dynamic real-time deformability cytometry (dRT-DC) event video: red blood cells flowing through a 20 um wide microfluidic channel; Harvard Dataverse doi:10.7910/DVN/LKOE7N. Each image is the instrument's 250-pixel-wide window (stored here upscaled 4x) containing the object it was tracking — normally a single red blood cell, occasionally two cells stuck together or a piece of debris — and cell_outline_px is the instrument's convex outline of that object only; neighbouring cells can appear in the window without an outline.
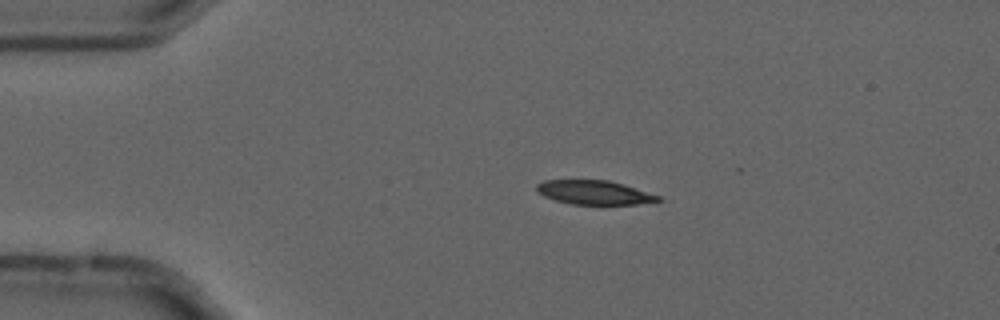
{"species": "common noctule bat (a hibernating species)", "species_latin": "Nyctalus noctula", "temperature_condition": "cold", "stored_images_in_passage": 5, "camera_frame_rate_fps": 3000, "um_per_image_px": 0.085, "animal": {"sex": "male", "forearm_length_mm": 52.5}, "frame": {"image": 1, "passage_image": 3, "time_ms": 0.667, "image_size_px": [1000, 320], "cell_outline_px": [[664, 200], [636, 204], [572, 204], [556, 200], [544, 196], [536, 192], [536, 184], [544, 180], [608, 180], [624, 184], [660, 196]], "centroid_in_image_um": [50.5, 16.35], "position_along_channel_um": 34.5, "area_um2": 16.99}}